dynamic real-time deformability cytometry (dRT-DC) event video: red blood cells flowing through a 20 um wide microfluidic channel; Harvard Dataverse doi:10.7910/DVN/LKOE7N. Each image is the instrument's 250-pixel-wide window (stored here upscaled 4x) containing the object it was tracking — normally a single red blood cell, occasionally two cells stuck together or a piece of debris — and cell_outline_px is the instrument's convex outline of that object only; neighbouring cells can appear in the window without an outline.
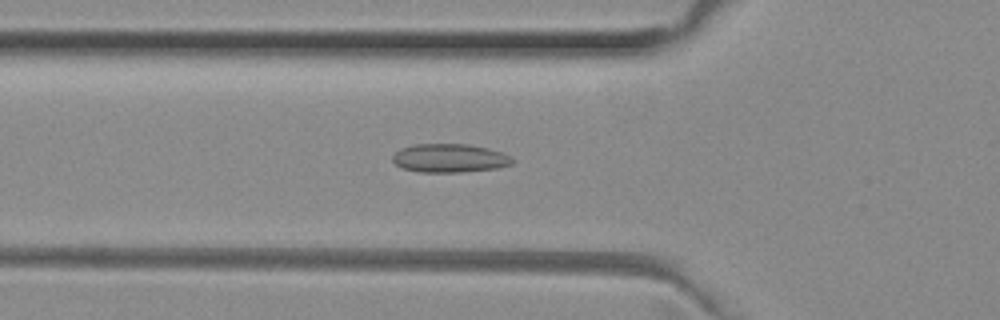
{"species": "common noctule bat (a hibernating species)", "species_latin": "Nyctalus noctula", "temperature_condition": "room temperature", "stored_images_in_passage": 51, "camera_frame_rate_fps": 3000, "um_per_image_px": 0.085, "animal": {"sex": "female", "body_mass_g": 29.2, "forearm_length_mm": 56.3}, "frame": {"image": 1, "passage_image": 18, "time_ms": 5.667, "image_size_px": [1000, 320], "cell_outline_px": [[516, 160], [512, 164], [496, 168], [460, 172], [420, 172], [400, 168], [392, 160], [392, 156], [400, 148], [416, 144], [468, 144], [488, 148], [500, 152]], "centroid_in_image_um": [38.19, 13.44], "position_along_channel_um": 87.6, "area_um2": 19.94}}
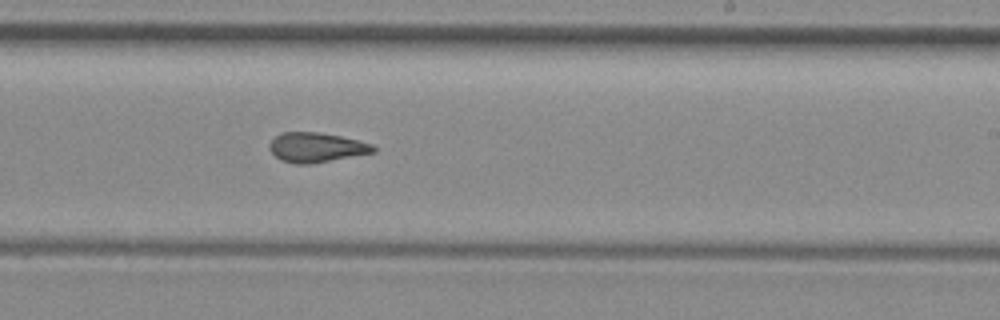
{"frame": {"image": 2, "passage_image": 31, "time_ms": 10.0, "image_size_px": [1000, 320], "cell_outline_px": [[376, 152], [308, 164], [296, 164], [280, 160], [268, 148], [268, 144], [276, 136], [284, 132], [316, 132], [340, 136], [372, 144], [376, 148]], "centroid_in_image_um": [26.87, 12.53], "position_along_channel_um": 262.1, "area_um2": 17.74}}
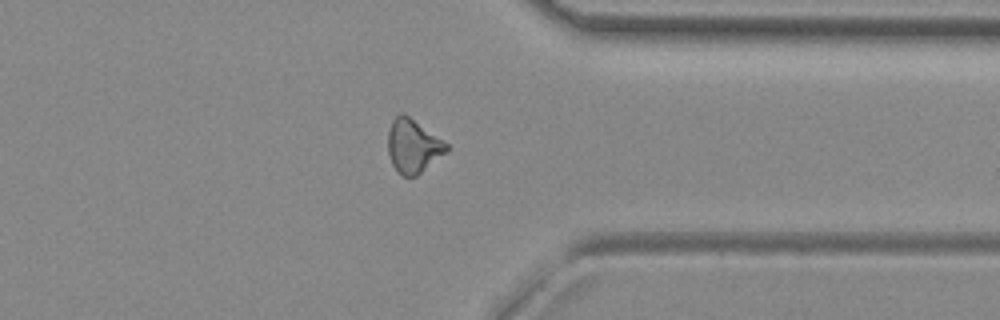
{"frame": {"image": 3, "passage_image": 40, "time_ms": 13.0, "image_size_px": [1000, 320], "cell_outline_px": [[448, 152], [416, 176], [404, 176], [392, 164], [388, 152], [388, 132], [392, 120], [400, 112], [404, 112], [448, 144]], "centroid_in_image_um": [35.12, 12.39], "position_along_channel_um": 376.3, "area_um2": 18.21}, "authors_computed_cell_mechanics": {"area_um2": 18.3226, "velocity_mm_per_s": 4.02, "shape_relaxation_time_tau1_ms": null, "shape_relaxation_time_tau2_ms": 3.5193, "deformation_change_tau1": null, "deformation_change_tau2": 0.0947}}